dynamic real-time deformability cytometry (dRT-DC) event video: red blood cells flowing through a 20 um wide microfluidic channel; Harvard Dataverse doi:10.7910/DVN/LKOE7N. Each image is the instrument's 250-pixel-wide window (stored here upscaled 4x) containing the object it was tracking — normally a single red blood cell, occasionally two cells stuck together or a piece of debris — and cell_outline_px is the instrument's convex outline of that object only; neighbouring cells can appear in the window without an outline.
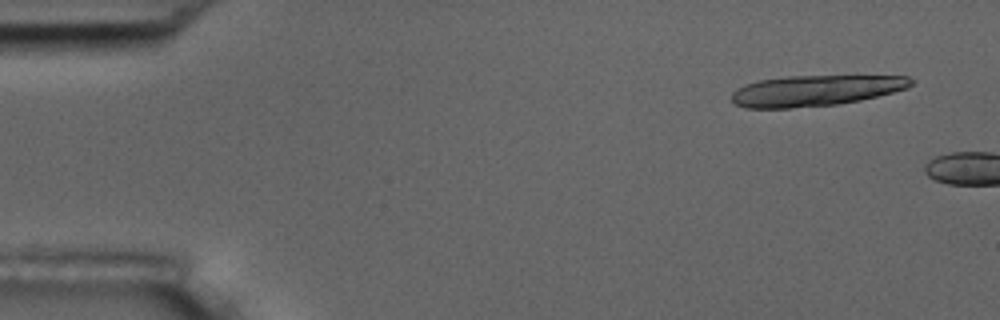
{"species": "common noctule bat (a hibernating species)", "species_latin": "Nyctalus noctula", "temperature_condition": "room temperature", "stored_images_in_passage": 2, "camera_frame_rate_fps": 3000, "um_per_image_px": 0.085, "animal": {"sex": "male", "body_mass_g": 17.5, "forearm_length_mm": 52.3}, "frame": {"image": 1, "passage_image": 1, "time_ms": 0.0, "image_size_px": [1000, 320], "cell_outline_px": [[916, 80], [908, 88], [860, 100], [836, 104], [792, 108], [744, 108], [736, 104], [732, 100], [732, 92], [736, 88], [744, 84], [760, 80], [788, 76], [908, 76]], "centroid_in_image_um": [69.29, 7.7], "position_along_channel_um": 15.7, "area_um2": 32.14}}